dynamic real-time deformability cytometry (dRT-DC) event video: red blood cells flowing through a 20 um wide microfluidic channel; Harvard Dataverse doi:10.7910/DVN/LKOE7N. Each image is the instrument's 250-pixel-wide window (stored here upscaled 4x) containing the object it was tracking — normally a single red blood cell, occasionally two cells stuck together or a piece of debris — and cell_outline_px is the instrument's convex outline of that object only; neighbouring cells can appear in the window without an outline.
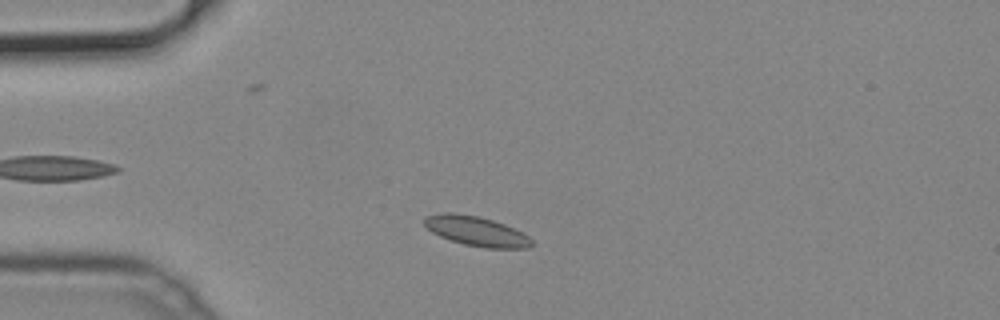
{"species": "common noctule bat (a hibernating species)", "species_latin": "Nyctalus noctula", "temperature_condition": "cold", "stored_images_in_passage": 21, "camera_frame_rate_fps": 3000, "um_per_image_px": 0.085, "animal": {"sex": "male", "body_mass_g": 19.2, "forearm_length_mm": 51.8}, "frame": {"image": 1, "passage_image": 5, "time_ms": 1.333, "image_size_px": [1000, 320], "cell_outline_px": [[532, 244], [528, 248], [484, 248], [464, 244], [440, 236], [432, 232], [424, 224], [424, 220], [428, 216], [444, 212], [452, 212], [480, 216], [504, 224], [528, 236], [532, 240]], "centroid_in_image_um": [40.48, 19.64], "position_along_channel_um": 44.5, "area_um2": 18.32}}
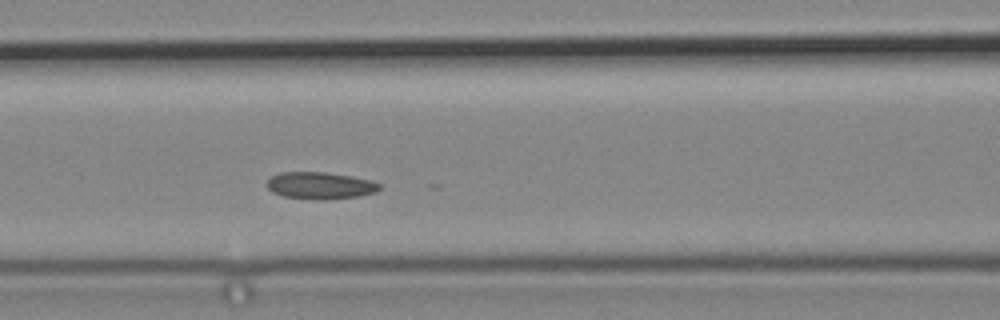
{"frame": {"image": 2, "passage_image": 14, "time_ms": 4.333, "image_size_px": [1000, 320], "cell_outline_px": [[380, 188], [376, 192], [360, 196], [324, 200], [316, 200], [284, 196], [272, 192], [268, 188], [268, 180], [272, 176], [280, 172], [324, 172], [352, 176], [368, 180], [380, 184]], "centroid_in_image_um": [27.21, 15.78], "position_along_channel_um": 139.4, "area_um2": 17.63}}
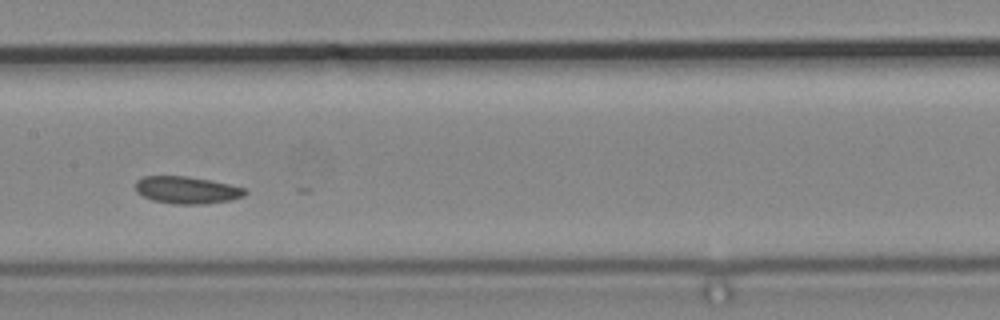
{"frame": {"image": 3, "passage_image": 18, "time_ms": 5.667, "image_size_px": [1000, 320], "cell_outline_px": [[248, 192], [244, 196], [228, 200], [204, 204], [176, 204], [152, 200], [136, 192], [136, 180], [144, 176], [188, 176], [212, 180], [244, 188]], "centroid_in_image_um": [15.87, 16.14], "position_along_channel_um": 191.5, "area_um2": 17.34}}